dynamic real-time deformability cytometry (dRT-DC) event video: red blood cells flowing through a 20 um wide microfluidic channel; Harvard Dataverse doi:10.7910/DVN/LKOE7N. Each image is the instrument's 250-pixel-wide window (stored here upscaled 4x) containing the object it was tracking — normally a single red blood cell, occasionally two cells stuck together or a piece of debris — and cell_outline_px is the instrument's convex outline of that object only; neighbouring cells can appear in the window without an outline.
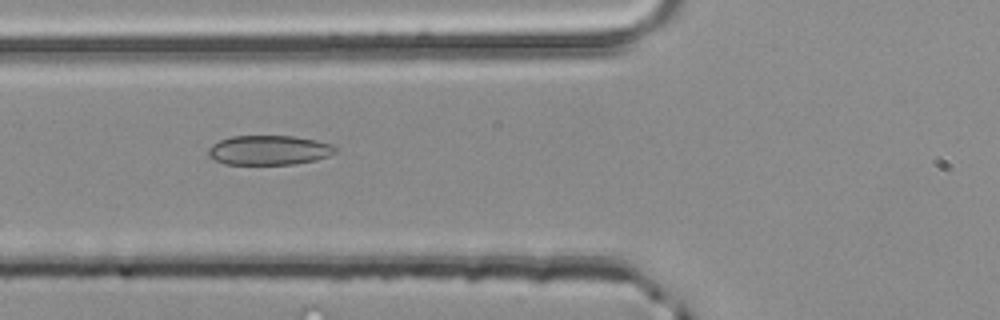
{"species": "common noctule bat (a hibernating species)", "species_latin": "Nyctalus noctula", "temperature_condition": "room temperature", "stored_images_in_passage": 38, "camera_frame_rate_fps": 3000, "um_per_image_px": 0.085, "animal": {"sex": "male", "body_mass_g": 20.4}, "frame": {"image": 1, "passage_image": 6, "time_ms": 1.667, "image_size_px": [1000, 320], "cell_outline_px": [[336, 152], [328, 156], [316, 160], [296, 164], [224, 164], [208, 156], [208, 148], [212, 144], [220, 140], [232, 136], [292, 136], [316, 140], [332, 144], [336, 148]], "centroid_in_image_um": [22.86, 12.76], "position_along_channel_um": 102.9, "area_um2": 21.91}}
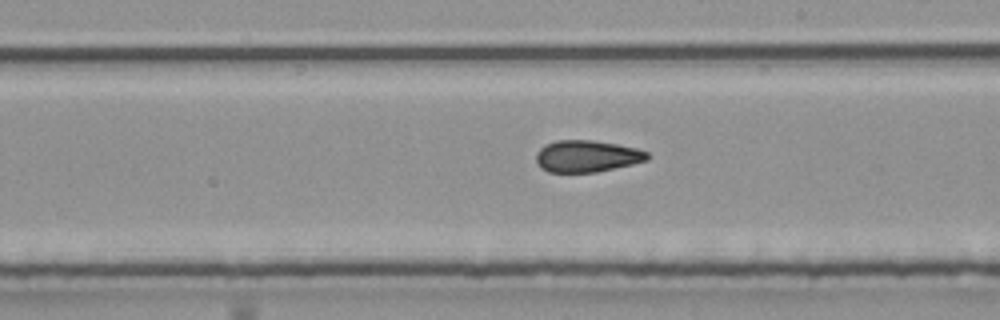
{"frame": {"image": 2, "passage_image": 16, "time_ms": 5.0, "image_size_px": [1000, 320], "cell_outline_px": [[648, 160], [632, 164], [596, 172], [548, 172], [540, 168], [536, 160], [536, 152], [540, 148], [556, 140], [592, 140], [616, 144], [636, 148], [648, 152]], "centroid_in_image_um": [49.87, 13.28], "position_along_channel_um": 239.1, "area_um2": 20.52}}
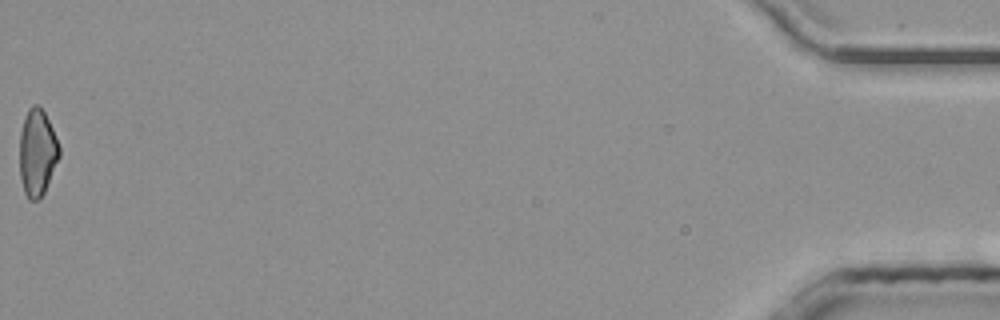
{"frame": {"image": 3, "passage_image": 38, "time_ms": 12.333, "image_size_px": [1000, 320], "cell_outline_px": [[60, 156], [44, 192], [36, 200], [28, 200], [24, 192], [20, 180], [20, 132], [24, 116], [28, 108], [32, 104], [36, 104], [44, 112], [52, 128], [60, 148]], "centroid_in_image_um": [3.15, 12.96], "position_along_channel_um": 432.1, "area_um2": 20.0}, "authors_computed_cell_mechanics": {"area_um2": 20.7791, "velocity_mm_per_s": 4.0799, "shape_relaxation_time_tau1_ms": null, "shape_relaxation_time_tau2_ms": 2.9028, "deformation_change_tau1": null, "deformation_change_tau2": 0.1054}}